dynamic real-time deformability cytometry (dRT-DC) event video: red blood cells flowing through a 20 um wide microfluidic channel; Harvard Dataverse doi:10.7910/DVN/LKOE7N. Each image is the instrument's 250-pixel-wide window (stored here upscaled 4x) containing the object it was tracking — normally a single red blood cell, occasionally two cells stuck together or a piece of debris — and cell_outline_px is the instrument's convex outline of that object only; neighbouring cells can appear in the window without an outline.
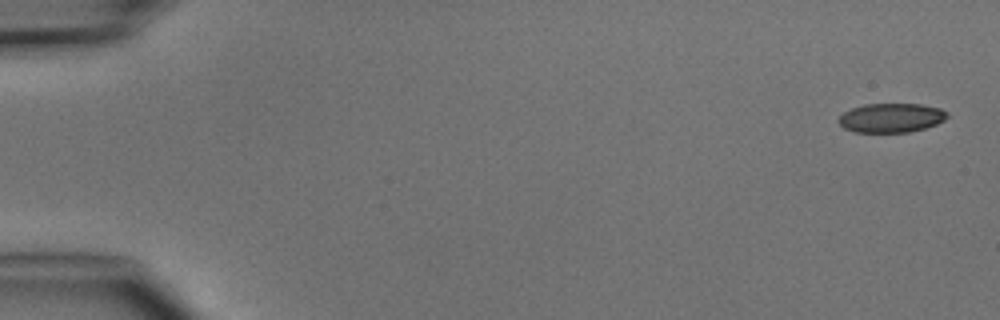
{"species": "common noctule bat (a hibernating species)", "species_latin": "Nyctalus noctula", "temperature_condition": "cold", "stored_images_in_passage": 4, "camera_frame_rate_fps": 3000, "um_per_image_px": 0.085, "animal": {"sex": "male", "body_mass_g": 15.6}, "frame": {"image": 1, "passage_image": 1, "time_ms": 0.0, "image_size_px": [1000, 320], "cell_outline_px": [[948, 116], [944, 120], [936, 124], [924, 128], [908, 132], [856, 132], [844, 128], [836, 120], [844, 112], [852, 108], [864, 104], [920, 104], [940, 108], [948, 112]], "centroid_in_image_um": [75.75, 10.01], "position_along_channel_um": 9.3, "area_um2": 18.44}}